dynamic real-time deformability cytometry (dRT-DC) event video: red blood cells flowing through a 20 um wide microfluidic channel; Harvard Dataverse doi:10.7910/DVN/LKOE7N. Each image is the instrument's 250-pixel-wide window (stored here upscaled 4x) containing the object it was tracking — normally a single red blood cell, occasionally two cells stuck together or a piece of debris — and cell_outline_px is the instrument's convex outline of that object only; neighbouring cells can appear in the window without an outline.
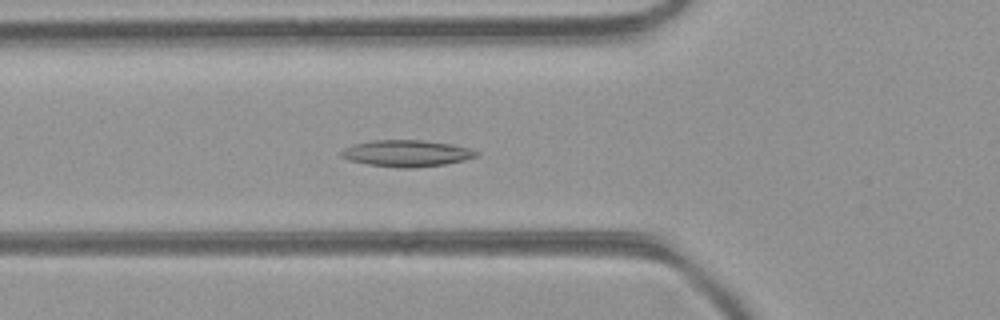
{"species": "common noctule bat (a hibernating species)", "species_latin": "Nyctalus noctula", "temperature_condition": "room temperature", "stored_images_in_passage": 40, "camera_frame_rate_fps": 3000, "um_per_image_px": 0.085, "animal": {"sex": "female", "body_mass_g": 21.9}, "frame": {"image": 1, "passage_image": 10, "time_ms": 3.0, "image_size_px": [1000, 320], "cell_outline_px": [[480, 156], [464, 160], [444, 164], [416, 168], [400, 168], [368, 164], [348, 160], [340, 156], [340, 152], [344, 148], [356, 144], [372, 140], [420, 140], [452, 144], [468, 148], [480, 152]], "centroid_in_image_um": [34.58, 13.04], "position_along_channel_um": 91.2, "area_um2": 20.92}}
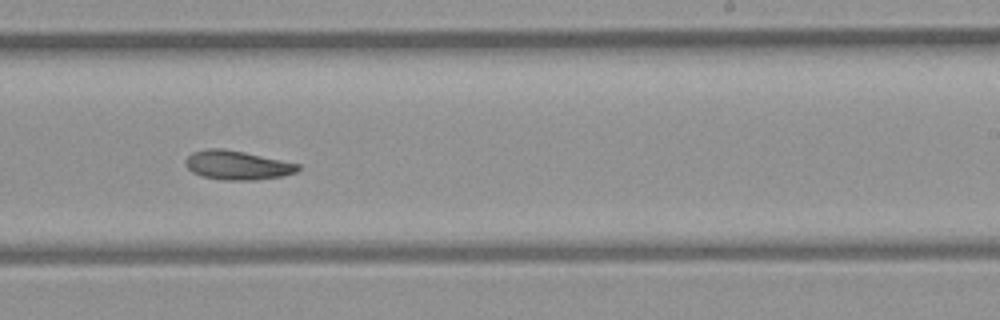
{"frame": {"image": 2, "passage_image": 22, "time_ms": 7.0, "image_size_px": [1000, 320], "cell_outline_px": [[300, 168], [296, 172], [284, 176], [256, 180], [224, 180], [200, 176], [192, 172], [184, 164], [184, 160], [192, 152], [208, 148], [224, 148], [244, 152], [300, 164]], "centroid_in_image_um": [20.14, 14.04], "position_along_channel_um": 268.9, "area_um2": 19.19}}
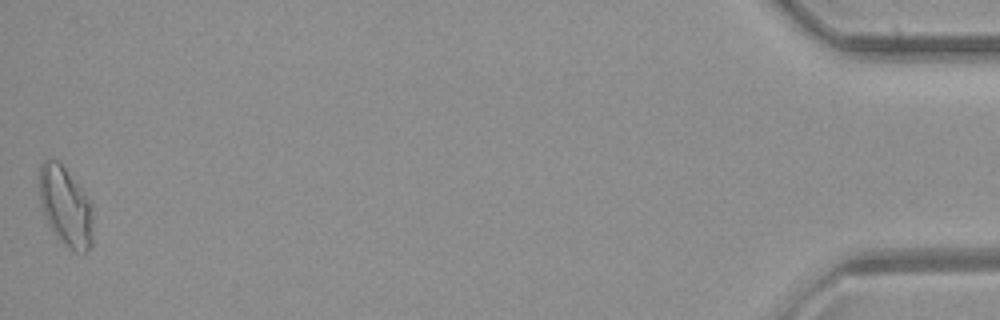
{"frame": {"image": 3, "passage_image": 40, "time_ms": 13.0, "image_size_px": [1000, 320], "cell_outline_px": [[92, 248], [84, 252], [76, 252], [64, 244], [56, 236], [48, 224], [40, 204], [36, 176], [40, 164], [44, 160], [56, 160], [64, 168], [88, 200], [92, 212]], "centroid_in_image_um": [5.51, 17.55], "position_along_channel_um": 429.7, "area_um2": 24.74}, "authors_computed_cell_mechanics": {"area_um2": 19.7965, "velocity_mm_per_s": 4.4253, "shape_relaxation_time_tau1_ms": null, "shape_relaxation_time_tau2_ms": 11.0703, "deformation_change_tau1": null, "deformation_change_tau2": 0.1856}}